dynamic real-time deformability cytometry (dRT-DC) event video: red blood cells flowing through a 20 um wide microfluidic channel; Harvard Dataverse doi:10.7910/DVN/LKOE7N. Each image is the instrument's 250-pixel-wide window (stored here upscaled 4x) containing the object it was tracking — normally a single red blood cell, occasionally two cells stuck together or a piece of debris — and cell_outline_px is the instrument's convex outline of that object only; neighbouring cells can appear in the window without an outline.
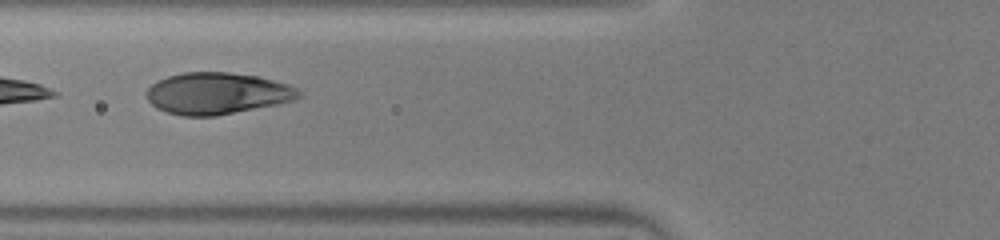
{"species": "human", "species_latin": "Homo sapiens", "temperature_condition": "warm", "stored_images_in_passage": 20, "camera_frame_rate_fps": 3000, "um_per_image_px": 0.085, "donor": {"sex": "male"}, "frame": {"image": 1, "passage_image": 16, "time_ms": 5.0, "image_size_px": [1000, 240], "cell_outline_px": [[304, 92], [300, 96], [292, 100], [276, 104], [216, 116], [180, 116], [156, 108], [148, 100], [144, 92], [152, 84], [168, 76], [184, 72], [228, 72], [256, 76], [288, 84]], "centroid_in_image_um": [18.43, 7.94], "position_along_channel_um": 107.4, "area_um2": 36.82}}